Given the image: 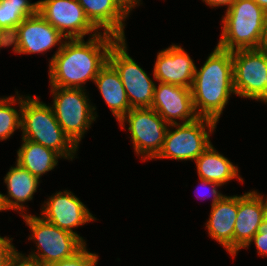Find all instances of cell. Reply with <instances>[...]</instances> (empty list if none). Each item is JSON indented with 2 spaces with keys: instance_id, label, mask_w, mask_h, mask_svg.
Masks as SVG:
<instances>
[{
  "instance_id": "obj_37",
  "label": "cell",
  "mask_w": 267,
  "mask_h": 266,
  "mask_svg": "<svg viewBox=\"0 0 267 266\" xmlns=\"http://www.w3.org/2000/svg\"><path fill=\"white\" fill-rule=\"evenodd\" d=\"M4 211L3 207H2V203H1V196H0V212Z\"/></svg>"
},
{
  "instance_id": "obj_9",
  "label": "cell",
  "mask_w": 267,
  "mask_h": 266,
  "mask_svg": "<svg viewBox=\"0 0 267 266\" xmlns=\"http://www.w3.org/2000/svg\"><path fill=\"white\" fill-rule=\"evenodd\" d=\"M108 62L118 72L130 107L151 108L156 83L129 56L126 38L119 39L109 52Z\"/></svg>"
},
{
  "instance_id": "obj_3",
  "label": "cell",
  "mask_w": 267,
  "mask_h": 266,
  "mask_svg": "<svg viewBox=\"0 0 267 266\" xmlns=\"http://www.w3.org/2000/svg\"><path fill=\"white\" fill-rule=\"evenodd\" d=\"M22 95V139L30 140L57 152L63 159L72 161L78 147L62 130L50 105L35 95Z\"/></svg>"
},
{
  "instance_id": "obj_17",
  "label": "cell",
  "mask_w": 267,
  "mask_h": 266,
  "mask_svg": "<svg viewBox=\"0 0 267 266\" xmlns=\"http://www.w3.org/2000/svg\"><path fill=\"white\" fill-rule=\"evenodd\" d=\"M87 19L99 31L125 39V20L130 11L119 0H77Z\"/></svg>"
},
{
  "instance_id": "obj_5",
  "label": "cell",
  "mask_w": 267,
  "mask_h": 266,
  "mask_svg": "<svg viewBox=\"0 0 267 266\" xmlns=\"http://www.w3.org/2000/svg\"><path fill=\"white\" fill-rule=\"evenodd\" d=\"M32 234L28 240L34 241L37 251L28 256L19 252V256L41 266L69 259L80 252L85 244L78 236L45 221L32 214L22 216Z\"/></svg>"
},
{
  "instance_id": "obj_21",
  "label": "cell",
  "mask_w": 267,
  "mask_h": 266,
  "mask_svg": "<svg viewBox=\"0 0 267 266\" xmlns=\"http://www.w3.org/2000/svg\"><path fill=\"white\" fill-rule=\"evenodd\" d=\"M194 162L199 178L216 182L222 186L234 178L243 182L239 175V167L217 152L212 144Z\"/></svg>"
},
{
  "instance_id": "obj_15",
  "label": "cell",
  "mask_w": 267,
  "mask_h": 266,
  "mask_svg": "<svg viewBox=\"0 0 267 266\" xmlns=\"http://www.w3.org/2000/svg\"><path fill=\"white\" fill-rule=\"evenodd\" d=\"M157 54L153 68L155 81L191 88L196 65L187 52L172 44Z\"/></svg>"
},
{
  "instance_id": "obj_19",
  "label": "cell",
  "mask_w": 267,
  "mask_h": 266,
  "mask_svg": "<svg viewBox=\"0 0 267 266\" xmlns=\"http://www.w3.org/2000/svg\"><path fill=\"white\" fill-rule=\"evenodd\" d=\"M15 164L4 177L8 191L7 195L0 193L1 203L4 211L16 210L19 213L22 212L20 215L23 216L27 208L24 203L33 200V195L37 192L41 181L18 163Z\"/></svg>"
},
{
  "instance_id": "obj_28",
  "label": "cell",
  "mask_w": 267,
  "mask_h": 266,
  "mask_svg": "<svg viewBox=\"0 0 267 266\" xmlns=\"http://www.w3.org/2000/svg\"><path fill=\"white\" fill-rule=\"evenodd\" d=\"M200 179V184H201V186L204 188V189H206V187H208L209 188V190L211 191L210 192V195L213 197V199H212V205L211 206H213L215 203H217L218 201H220L225 195H223L222 193H220V191H218V187H221L222 185H220V184H218V183H216V182H212V181H207V180H205V179H202V178H199ZM201 187V188H202ZM200 188V189H201ZM196 190H199V188L198 189H196ZM205 193V192H204ZM197 194V193H196ZM207 194V193H206ZM209 194V193H208ZM199 195H200V193H199ZM198 194H197V196H199ZM210 195H208V196H210ZM201 196V195H200ZM204 196L205 197H207V195H203V198H204ZM205 199V198H204Z\"/></svg>"
},
{
  "instance_id": "obj_20",
  "label": "cell",
  "mask_w": 267,
  "mask_h": 266,
  "mask_svg": "<svg viewBox=\"0 0 267 266\" xmlns=\"http://www.w3.org/2000/svg\"><path fill=\"white\" fill-rule=\"evenodd\" d=\"M94 83L115 119L119 121L131 107L118 72L107 62L98 73Z\"/></svg>"
},
{
  "instance_id": "obj_16",
  "label": "cell",
  "mask_w": 267,
  "mask_h": 266,
  "mask_svg": "<svg viewBox=\"0 0 267 266\" xmlns=\"http://www.w3.org/2000/svg\"><path fill=\"white\" fill-rule=\"evenodd\" d=\"M257 190L238 195V212L234 227V257L244 248L260 230L264 222L267 197Z\"/></svg>"
},
{
  "instance_id": "obj_10",
  "label": "cell",
  "mask_w": 267,
  "mask_h": 266,
  "mask_svg": "<svg viewBox=\"0 0 267 266\" xmlns=\"http://www.w3.org/2000/svg\"><path fill=\"white\" fill-rule=\"evenodd\" d=\"M231 53L235 95L256 100L264 92L267 81V50L239 49Z\"/></svg>"
},
{
  "instance_id": "obj_24",
  "label": "cell",
  "mask_w": 267,
  "mask_h": 266,
  "mask_svg": "<svg viewBox=\"0 0 267 266\" xmlns=\"http://www.w3.org/2000/svg\"><path fill=\"white\" fill-rule=\"evenodd\" d=\"M14 104L19 105V110L14 108ZM21 111L22 95L18 91L15 96L0 97V141L10 138L14 131L21 129Z\"/></svg>"
},
{
  "instance_id": "obj_27",
  "label": "cell",
  "mask_w": 267,
  "mask_h": 266,
  "mask_svg": "<svg viewBox=\"0 0 267 266\" xmlns=\"http://www.w3.org/2000/svg\"><path fill=\"white\" fill-rule=\"evenodd\" d=\"M254 242L258 255L267 257V225L263 222L260 230L252 237L249 243L244 247L248 248Z\"/></svg>"
},
{
  "instance_id": "obj_23",
  "label": "cell",
  "mask_w": 267,
  "mask_h": 266,
  "mask_svg": "<svg viewBox=\"0 0 267 266\" xmlns=\"http://www.w3.org/2000/svg\"><path fill=\"white\" fill-rule=\"evenodd\" d=\"M38 12V2L0 0V29L9 37L22 21Z\"/></svg>"
},
{
  "instance_id": "obj_31",
  "label": "cell",
  "mask_w": 267,
  "mask_h": 266,
  "mask_svg": "<svg viewBox=\"0 0 267 266\" xmlns=\"http://www.w3.org/2000/svg\"><path fill=\"white\" fill-rule=\"evenodd\" d=\"M130 12L134 7L140 6L141 0H119Z\"/></svg>"
},
{
  "instance_id": "obj_1",
  "label": "cell",
  "mask_w": 267,
  "mask_h": 266,
  "mask_svg": "<svg viewBox=\"0 0 267 266\" xmlns=\"http://www.w3.org/2000/svg\"><path fill=\"white\" fill-rule=\"evenodd\" d=\"M119 40L114 35L100 32L84 39H66L49 61L51 87L85 89L107 64L112 46Z\"/></svg>"
},
{
  "instance_id": "obj_30",
  "label": "cell",
  "mask_w": 267,
  "mask_h": 266,
  "mask_svg": "<svg viewBox=\"0 0 267 266\" xmlns=\"http://www.w3.org/2000/svg\"><path fill=\"white\" fill-rule=\"evenodd\" d=\"M11 266H41V265L32 263V262L27 261V260L21 258L20 256H18V257L13 261V263L11 264Z\"/></svg>"
},
{
  "instance_id": "obj_33",
  "label": "cell",
  "mask_w": 267,
  "mask_h": 266,
  "mask_svg": "<svg viewBox=\"0 0 267 266\" xmlns=\"http://www.w3.org/2000/svg\"><path fill=\"white\" fill-rule=\"evenodd\" d=\"M261 101L263 103H267V81L265 83V89L264 92L256 99V101Z\"/></svg>"
},
{
  "instance_id": "obj_6",
  "label": "cell",
  "mask_w": 267,
  "mask_h": 266,
  "mask_svg": "<svg viewBox=\"0 0 267 266\" xmlns=\"http://www.w3.org/2000/svg\"><path fill=\"white\" fill-rule=\"evenodd\" d=\"M53 105L51 108L62 130L79 148L85 133L96 120V107L90 104L86 89L81 88H50Z\"/></svg>"
},
{
  "instance_id": "obj_13",
  "label": "cell",
  "mask_w": 267,
  "mask_h": 266,
  "mask_svg": "<svg viewBox=\"0 0 267 266\" xmlns=\"http://www.w3.org/2000/svg\"><path fill=\"white\" fill-rule=\"evenodd\" d=\"M42 206L40 214L45 221L75 234L86 244L83 237L73 231V229L97 219L71 191L56 192Z\"/></svg>"
},
{
  "instance_id": "obj_22",
  "label": "cell",
  "mask_w": 267,
  "mask_h": 266,
  "mask_svg": "<svg viewBox=\"0 0 267 266\" xmlns=\"http://www.w3.org/2000/svg\"><path fill=\"white\" fill-rule=\"evenodd\" d=\"M61 156L54 150L30 140L22 139L16 163L39 179L58 165Z\"/></svg>"
},
{
  "instance_id": "obj_35",
  "label": "cell",
  "mask_w": 267,
  "mask_h": 266,
  "mask_svg": "<svg viewBox=\"0 0 267 266\" xmlns=\"http://www.w3.org/2000/svg\"><path fill=\"white\" fill-rule=\"evenodd\" d=\"M253 1L267 13V0H253Z\"/></svg>"
},
{
  "instance_id": "obj_12",
  "label": "cell",
  "mask_w": 267,
  "mask_h": 266,
  "mask_svg": "<svg viewBox=\"0 0 267 266\" xmlns=\"http://www.w3.org/2000/svg\"><path fill=\"white\" fill-rule=\"evenodd\" d=\"M66 38L38 12L24 19L9 37V46L17 54L45 53L61 47Z\"/></svg>"
},
{
  "instance_id": "obj_34",
  "label": "cell",
  "mask_w": 267,
  "mask_h": 266,
  "mask_svg": "<svg viewBox=\"0 0 267 266\" xmlns=\"http://www.w3.org/2000/svg\"><path fill=\"white\" fill-rule=\"evenodd\" d=\"M261 48L267 50V16H266V23H265V33H264V38H263Z\"/></svg>"
},
{
  "instance_id": "obj_11",
  "label": "cell",
  "mask_w": 267,
  "mask_h": 266,
  "mask_svg": "<svg viewBox=\"0 0 267 266\" xmlns=\"http://www.w3.org/2000/svg\"><path fill=\"white\" fill-rule=\"evenodd\" d=\"M38 13L66 39H84L100 32L87 19L77 0H39ZM92 33V35H91Z\"/></svg>"
},
{
  "instance_id": "obj_2",
  "label": "cell",
  "mask_w": 267,
  "mask_h": 266,
  "mask_svg": "<svg viewBox=\"0 0 267 266\" xmlns=\"http://www.w3.org/2000/svg\"><path fill=\"white\" fill-rule=\"evenodd\" d=\"M190 89L198 117L218 123L231 94H235L231 51L215 46L200 70L196 67Z\"/></svg>"
},
{
  "instance_id": "obj_36",
  "label": "cell",
  "mask_w": 267,
  "mask_h": 266,
  "mask_svg": "<svg viewBox=\"0 0 267 266\" xmlns=\"http://www.w3.org/2000/svg\"><path fill=\"white\" fill-rule=\"evenodd\" d=\"M264 223L267 225V207H266L265 213H264Z\"/></svg>"
},
{
  "instance_id": "obj_4",
  "label": "cell",
  "mask_w": 267,
  "mask_h": 266,
  "mask_svg": "<svg viewBox=\"0 0 267 266\" xmlns=\"http://www.w3.org/2000/svg\"><path fill=\"white\" fill-rule=\"evenodd\" d=\"M267 13L253 0H236L222 17L217 46L228 51L261 48Z\"/></svg>"
},
{
  "instance_id": "obj_7",
  "label": "cell",
  "mask_w": 267,
  "mask_h": 266,
  "mask_svg": "<svg viewBox=\"0 0 267 266\" xmlns=\"http://www.w3.org/2000/svg\"><path fill=\"white\" fill-rule=\"evenodd\" d=\"M216 124L211 119L198 117L189 123L169 125L162 149L154 159L195 161L212 144L210 135Z\"/></svg>"
},
{
  "instance_id": "obj_14",
  "label": "cell",
  "mask_w": 267,
  "mask_h": 266,
  "mask_svg": "<svg viewBox=\"0 0 267 266\" xmlns=\"http://www.w3.org/2000/svg\"><path fill=\"white\" fill-rule=\"evenodd\" d=\"M151 108L168 125L189 123L198 118L193 106L191 89L174 84L159 82L158 86L155 85Z\"/></svg>"
},
{
  "instance_id": "obj_8",
  "label": "cell",
  "mask_w": 267,
  "mask_h": 266,
  "mask_svg": "<svg viewBox=\"0 0 267 266\" xmlns=\"http://www.w3.org/2000/svg\"><path fill=\"white\" fill-rule=\"evenodd\" d=\"M124 130L128 123L134 152L143 161L154 159L162 149L168 124L152 108H132L119 121Z\"/></svg>"
},
{
  "instance_id": "obj_25",
  "label": "cell",
  "mask_w": 267,
  "mask_h": 266,
  "mask_svg": "<svg viewBox=\"0 0 267 266\" xmlns=\"http://www.w3.org/2000/svg\"><path fill=\"white\" fill-rule=\"evenodd\" d=\"M85 246L75 256L61 260L57 263H52L46 266H96L99 260V256L96 253H91Z\"/></svg>"
},
{
  "instance_id": "obj_29",
  "label": "cell",
  "mask_w": 267,
  "mask_h": 266,
  "mask_svg": "<svg viewBox=\"0 0 267 266\" xmlns=\"http://www.w3.org/2000/svg\"><path fill=\"white\" fill-rule=\"evenodd\" d=\"M202 1L205 2L206 6L208 5L212 8L227 6L226 9H229L236 0H202Z\"/></svg>"
},
{
  "instance_id": "obj_32",
  "label": "cell",
  "mask_w": 267,
  "mask_h": 266,
  "mask_svg": "<svg viewBox=\"0 0 267 266\" xmlns=\"http://www.w3.org/2000/svg\"><path fill=\"white\" fill-rule=\"evenodd\" d=\"M3 47H9V36L0 29V48Z\"/></svg>"
},
{
  "instance_id": "obj_18",
  "label": "cell",
  "mask_w": 267,
  "mask_h": 266,
  "mask_svg": "<svg viewBox=\"0 0 267 266\" xmlns=\"http://www.w3.org/2000/svg\"><path fill=\"white\" fill-rule=\"evenodd\" d=\"M238 212V196H224L211 206L206 222L209 236L221 244L234 257V227Z\"/></svg>"
},
{
  "instance_id": "obj_26",
  "label": "cell",
  "mask_w": 267,
  "mask_h": 266,
  "mask_svg": "<svg viewBox=\"0 0 267 266\" xmlns=\"http://www.w3.org/2000/svg\"><path fill=\"white\" fill-rule=\"evenodd\" d=\"M12 238L0 236V266H11L19 256V252L12 244Z\"/></svg>"
}]
</instances>
